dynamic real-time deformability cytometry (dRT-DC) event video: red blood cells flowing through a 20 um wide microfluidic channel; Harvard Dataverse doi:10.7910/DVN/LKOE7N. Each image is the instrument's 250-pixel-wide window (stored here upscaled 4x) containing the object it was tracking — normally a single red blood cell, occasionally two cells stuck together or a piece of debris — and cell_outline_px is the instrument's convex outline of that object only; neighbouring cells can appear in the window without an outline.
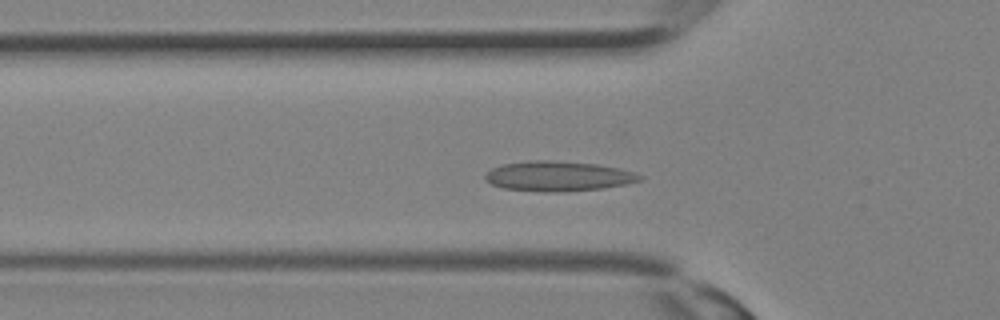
{"species": "Egyptian fruit bat (a non-hibernating species)", "species_latin": "Rousettus aegyptiacus", "temperature_condition": "room temperature", "stored_images_in_passage": 10, "camera_frame_rate_fps": 3000, "um_per_image_px": 0.085, "animal": {"sex": "female"}, "frame": {"image": 1, "passage_image": 9, "time_ms": 2.667, "image_size_px": [1000, 320], "cell_outline_px": [[644, 176], [640, 180], [624, 184], [600, 188], [560, 192], [556, 192], [504, 188], [492, 184], [484, 180], [484, 176], [492, 168], [500, 164], [528, 160], [552, 160], [600, 164], [620, 168]], "centroid_in_image_um": [47.42, 14.95], "position_along_channel_um": 78.4, "area_um2": 26.88}}